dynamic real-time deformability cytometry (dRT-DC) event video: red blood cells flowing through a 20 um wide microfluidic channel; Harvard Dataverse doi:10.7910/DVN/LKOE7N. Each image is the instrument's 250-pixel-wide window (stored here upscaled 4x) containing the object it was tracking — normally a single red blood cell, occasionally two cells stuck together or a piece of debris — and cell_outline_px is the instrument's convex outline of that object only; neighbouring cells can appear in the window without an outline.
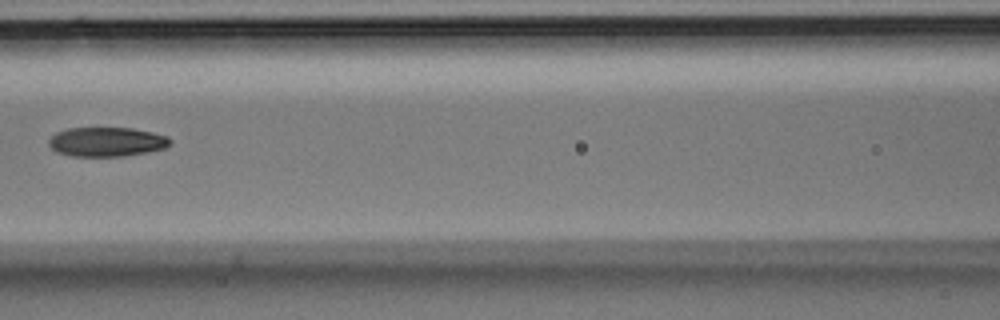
{"species": "Egyptian fruit bat (a non-hibernating species)", "species_latin": "Rousettus aegyptiacus", "temperature_condition": "room temperature", "stored_images_in_passage": 6, "camera_frame_rate_fps": 3000, "um_per_image_px": 0.085, "animal": {"sex": "male"}, "frame": {"image": 1, "passage_image": 6, "time_ms": 1.667, "image_size_px": [1000, 320], "cell_outline_px": [[172, 140], [164, 148], [144, 152], [120, 156], [72, 156], [56, 152], [48, 144], [48, 140], [56, 132], [68, 128], [132, 128], [152, 132], [168, 136]], "centroid_in_image_um": [9.03, 12.04], "position_along_channel_um": 157.6, "area_um2": 20.58}}